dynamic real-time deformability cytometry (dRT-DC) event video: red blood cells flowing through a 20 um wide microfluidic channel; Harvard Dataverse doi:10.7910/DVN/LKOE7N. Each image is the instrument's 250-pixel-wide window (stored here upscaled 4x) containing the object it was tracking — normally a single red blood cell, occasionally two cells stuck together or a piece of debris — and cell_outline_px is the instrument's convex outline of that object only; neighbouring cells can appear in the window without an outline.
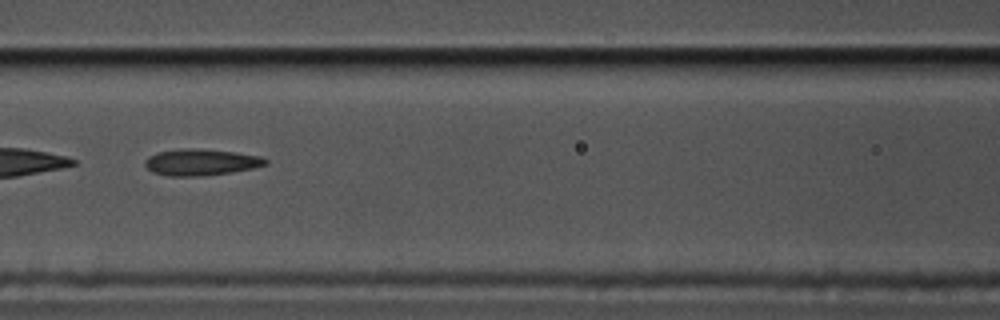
{"species": "common noctule bat (a hibernating species)", "species_latin": "Nyctalus noctula", "temperature_condition": "cold", "stored_images_in_passage": 55, "segment_of_instrument_passage": [2, 2], "camera_frame_rate_fps": 3000, "um_per_image_px": 0.085, "animal": {"sex": "male", "body_mass_g": 17.5, "forearm_length_mm": 52.3}, "frame": {"image": 1, "passage_image": 24, "time_ms": 7.667, "image_size_px": [1000, 320], "cell_outline_px": [[268, 164], [252, 168], [232, 172], [204, 176], [168, 176], [152, 172], [144, 164], [144, 160], [148, 156], [160, 152], [180, 148], [192, 148], [236, 152], [260, 156], [268, 160]], "centroid_in_image_um": [17.07, 13.79], "position_along_channel_um": 149.5, "area_um2": 18.61}}
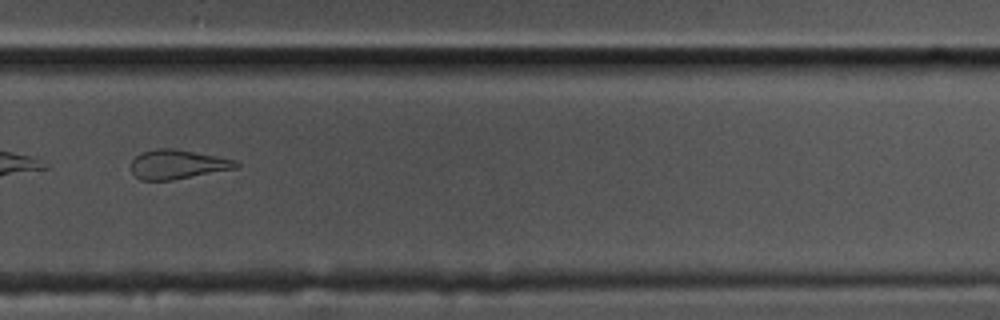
{"frame": {"image": 2, "passage_image": 38, "time_ms": 12.333, "image_size_px": [1000, 320], "cell_outline_px": [[240, 164], [236, 168], [172, 180], [140, 180], [132, 172], [132, 160], [136, 156], [144, 152], [156, 148], [176, 148], [236, 160]], "centroid_in_image_um": [15.09, 13.96], "position_along_channel_um": 314.7, "area_um2": 17.74}}